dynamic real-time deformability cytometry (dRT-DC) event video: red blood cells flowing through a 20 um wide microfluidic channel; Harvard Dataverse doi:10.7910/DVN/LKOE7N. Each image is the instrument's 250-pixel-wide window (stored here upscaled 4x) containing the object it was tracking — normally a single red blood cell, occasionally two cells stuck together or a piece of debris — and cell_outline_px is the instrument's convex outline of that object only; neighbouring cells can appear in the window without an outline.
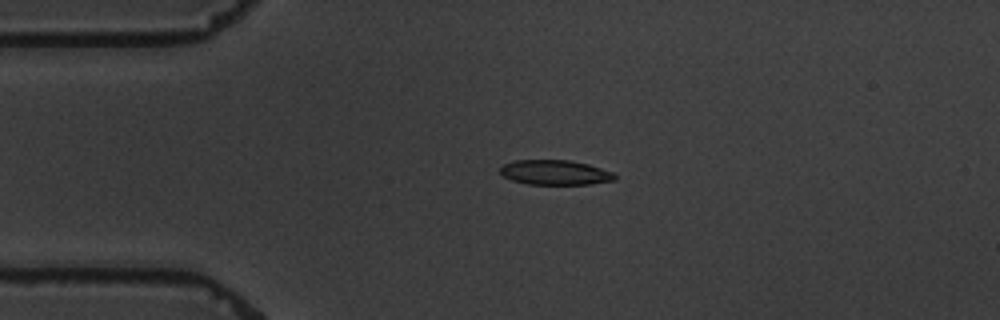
{"species": "common noctule bat (a hibernating species)", "species_latin": "Nyctalus noctula", "temperature_condition": "warm", "stored_images_in_passage": 4, "camera_frame_rate_fps": 3000, "um_per_image_px": 0.085, "animal": {"sex": "male", "body_mass_g": 19.5, "forearm_length_mm": 54.6}, "frame": {"image": 1, "passage_image": 3, "time_ms": 3.333, "image_size_px": [1000, 320], "cell_outline_px": [[616, 180], [592, 184], [528, 184], [512, 180], [504, 176], [500, 172], [500, 164], [516, 160], [568, 160], [588, 164], [612, 172], [616, 176]], "centroid_in_image_um": [47.16, 14.66], "position_along_channel_um": 37.8, "area_um2": 16.59}}